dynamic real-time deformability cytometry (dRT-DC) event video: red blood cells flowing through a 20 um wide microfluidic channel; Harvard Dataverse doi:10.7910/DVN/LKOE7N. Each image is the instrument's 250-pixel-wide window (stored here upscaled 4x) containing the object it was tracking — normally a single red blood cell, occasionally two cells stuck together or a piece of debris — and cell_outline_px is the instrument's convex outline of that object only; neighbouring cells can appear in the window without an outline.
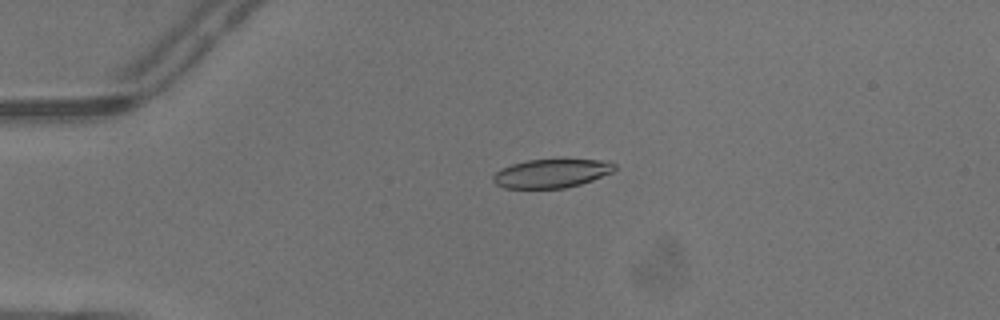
{"species": "common noctule bat (a hibernating species)", "species_latin": "Nyctalus noctula", "temperature_condition": "warm", "stored_images_in_passage": 5, "camera_frame_rate_fps": 3000, "um_per_image_px": 0.085, "animal": {"sex": "male", "body_mass_g": 13.3}, "frame": {"image": 1, "passage_image": 4, "time_ms": 1.0, "image_size_px": [1000, 320], "cell_outline_px": [[616, 168], [612, 172], [592, 180], [580, 184], [564, 188], [504, 188], [496, 184], [492, 180], [492, 176], [500, 168], [512, 164], [528, 160], [608, 160], [616, 164]], "centroid_in_image_um": [46.86, 14.74], "position_along_channel_um": 38.1, "area_um2": 20.23}}